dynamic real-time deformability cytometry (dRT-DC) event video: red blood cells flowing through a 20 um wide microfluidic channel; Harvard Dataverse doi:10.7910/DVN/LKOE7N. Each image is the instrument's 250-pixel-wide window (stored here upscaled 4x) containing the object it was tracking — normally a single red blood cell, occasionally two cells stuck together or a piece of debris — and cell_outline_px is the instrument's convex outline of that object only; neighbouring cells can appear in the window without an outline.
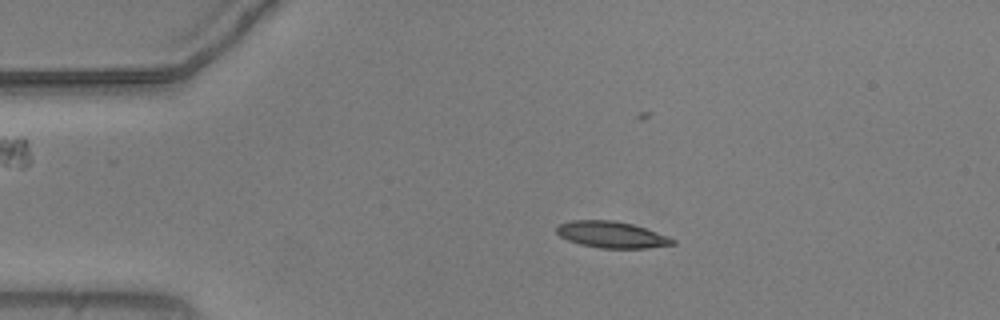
{"species": "common noctule bat (a hibernating species)", "species_latin": "Nyctalus noctula", "temperature_condition": "warm", "stored_images_in_passage": 54, "camera_frame_rate_fps": 3000, "um_per_image_px": 0.085, "animal": {"sex": "male", "body_mass_g": 20.5, "forearm_length_mm": 52.5}, "frame": {"image": 1, "passage_image": 10, "time_ms": 3.0, "image_size_px": [1000, 320], "cell_outline_px": [[676, 244], [648, 248], [600, 248], [580, 244], [568, 240], [560, 236], [556, 232], [556, 228], [560, 224], [572, 220], [616, 220], [632, 224], [668, 236], [676, 240]], "centroid_in_image_um": [52.0, 19.95], "position_along_channel_um": 33.0, "area_um2": 17.86}}
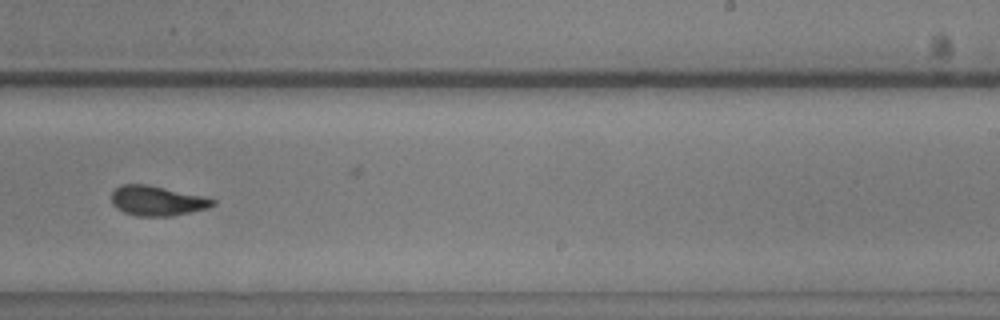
{"frame": {"image": 2, "passage_image": 33, "time_ms": 10.667, "image_size_px": [1000, 320], "cell_outline_px": [[216, 204], [208, 208], [172, 216], [136, 216], [124, 212], [116, 208], [112, 204], [112, 192], [120, 184], [144, 184], [204, 196], [216, 200]], "centroid_in_image_um": [13.35, 17.07], "position_along_channel_um": 275.6, "area_um2": 17.57}}
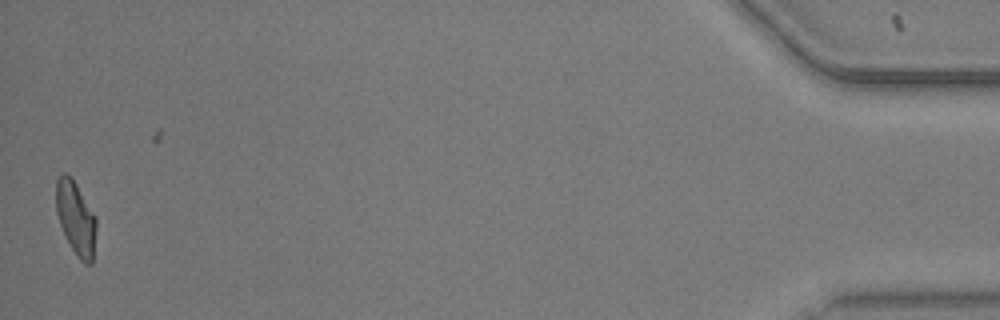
{"frame": {"image": 3, "passage_image": 53, "time_ms": 17.333, "image_size_px": [1000, 320], "cell_outline_px": [[96, 228], [92, 264], [84, 264], [76, 256], [60, 224], [56, 212], [56, 180], [64, 172], [72, 176], [96, 216]], "centroid_in_image_um": [6.45, 18.52], "position_along_channel_um": 428.7, "area_um2": 17.22}, "authors_computed_cell_mechanics": {"area_um2": 17.5712, "velocity_mm_per_s": 3.7213, "shape_relaxation_time_tau1_ms": 5.7313, "shape_relaxation_time_tau2_ms": 2.2823, "deformation_change_tau1": 0.1962, "deformation_change_tau2": 0.0905}}